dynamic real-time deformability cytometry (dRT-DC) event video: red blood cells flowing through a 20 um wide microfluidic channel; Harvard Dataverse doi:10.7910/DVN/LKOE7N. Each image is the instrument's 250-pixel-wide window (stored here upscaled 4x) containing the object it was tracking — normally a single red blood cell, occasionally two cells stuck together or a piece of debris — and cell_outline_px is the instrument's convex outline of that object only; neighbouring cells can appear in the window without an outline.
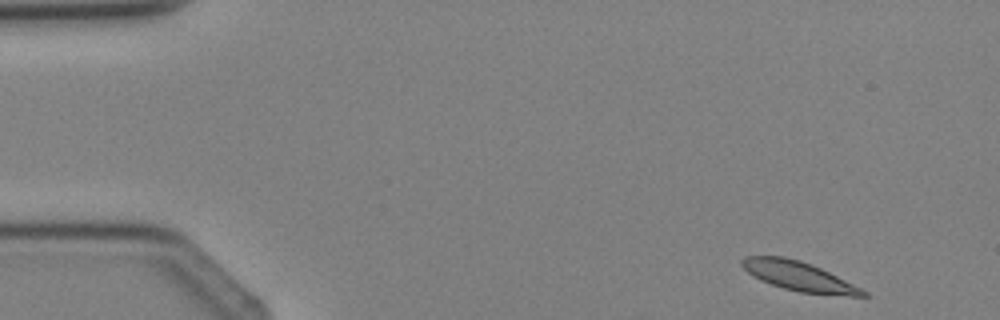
{"species": "Egyptian fruit bat (a non-hibernating species)", "species_latin": "Rousettus aegyptiacus", "temperature_condition": "cold", "stored_images_in_passage": 2, "camera_frame_rate_fps": 3000, "um_per_image_px": 0.085, "animal": {"sex": "female"}, "frame": {"image": 1, "passage_image": 1, "time_ms": 0.0, "image_size_px": [1000, 320], "cell_outline_px": [[872, 296], [848, 296], [800, 292], [784, 288], [760, 280], [748, 272], [740, 264], [740, 260], [744, 256], [784, 256], [800, 260], [812, 264], [868, 292]], "centroid_in_image_um": [67.88, 23.47], "position_along_channel_um": 17.1, "area_um2": 20.52}}